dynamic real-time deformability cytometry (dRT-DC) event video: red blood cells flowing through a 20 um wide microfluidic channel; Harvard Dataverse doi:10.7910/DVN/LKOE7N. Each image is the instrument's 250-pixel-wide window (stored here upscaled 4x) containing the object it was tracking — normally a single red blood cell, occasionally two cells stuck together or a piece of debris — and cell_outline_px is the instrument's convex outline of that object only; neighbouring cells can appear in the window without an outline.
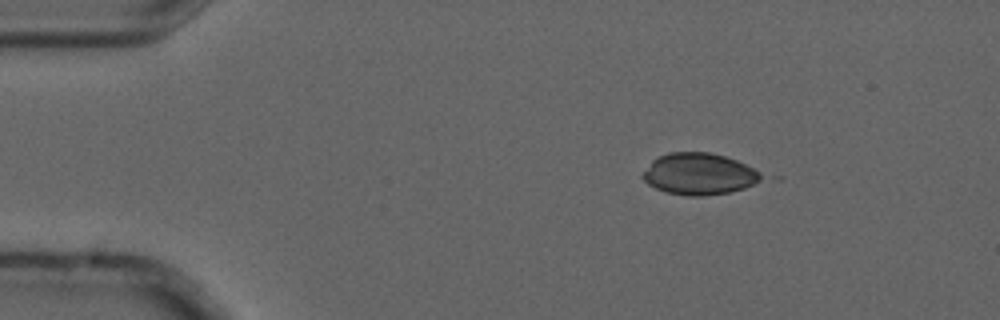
{"species": "common noctule bat (a hibernating species)", "species_latin": "Nyctalus noctula", "temperature_condition": "cold", "stored_images_in_passage": 4, "segment_of_instrument_passage": [1, 2], "camera_frame_rate_fps": 3000, "um_per_image_px": 0.085, "animal": {"sex": "male", "forearm_length_mm": 52.5}, "frame": {"image": 1, "passage_image": 1, "time_ms": 0.0, "image_size_px": [1000, 320], "cell_outline_px": [[780, 180], [728, 192], [704, 196], [688, 196], [668, 192], [656, 188], [648, 184], [640, 176], [652, 160], [668, 152], [708, 152], [724, 156], [736, 160], [780, 176]], "centroid_in_image_um": [59.74, 14.8], "position_along_channel_um": 25.3, "area_um2": 30.4}}
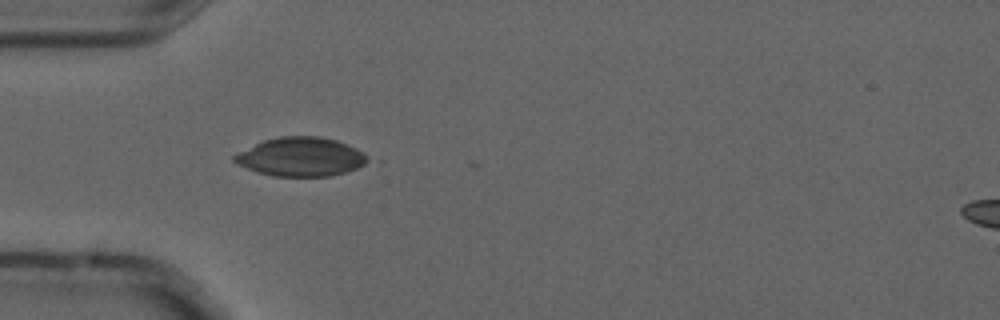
{"frame": {"image": 2, "passage_image": 3, "time_ms": 0.667, "image_size_px": [1000, 320], "cell_outline_px": [[372, 160], [356, 168], [344, 172], [328, 176], [272, 176], [236, 164], [232, 160], [232, 156], [264, 140], [280, 136], [320, 136], [336, 140], [356, 148], [372, 156]], "centroid_in_image_um": [25.62, 13.32], "position_along_channel_um": 59.4, "area_um2": 30.11}}